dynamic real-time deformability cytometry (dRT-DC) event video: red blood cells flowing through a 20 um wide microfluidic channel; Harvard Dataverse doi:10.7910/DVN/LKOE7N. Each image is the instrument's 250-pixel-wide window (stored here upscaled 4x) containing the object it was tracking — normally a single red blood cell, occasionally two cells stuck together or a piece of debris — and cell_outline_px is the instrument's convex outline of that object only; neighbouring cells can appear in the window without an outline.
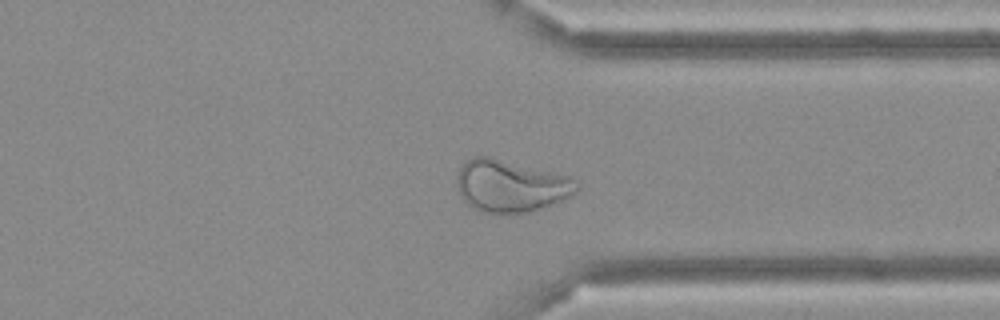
{"species": "Egyptian fruit bat (a non-hibernating species)", "species_latin": "Rousettus aegyptiacus", "temperature_condition": "cold", "stored_images_in_passage": 47, "camera_frame_rate_fps": 3000, "um_per_image_px": 0.085, "frame": {"image": 1, "passage_image": 36, "time_ms": 11.667, "image_size_px": [1000, 320], "cell_outline_px": [[580, 188], [572, 196], [528, 212], [480, 212], [472, 208], [460, 196], [456, 184], [456, 176], [460, 168], [472, 156], [492, 156], [568, 176], [580, 184]], "centroid_in_image_um": [43.39, 15.78], "position_along_channel_um": 368.0, "area_um2": 36.3}}
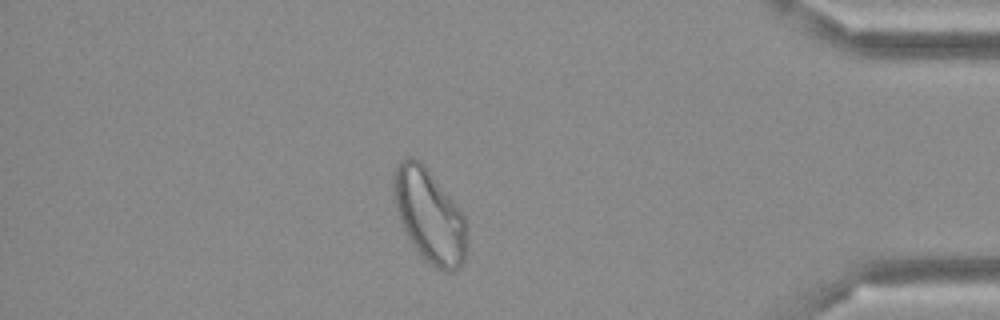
{"frame": {"image": 2, "passage_image": 41, "time_ms": 13.333, "image_size_px": [1000, 320], "cell_outline_px": [[468, 232], [464, 260], [460, 268], [452, 272], [448, 272], [436, 268], [420, 256], [408, 236], [400, 220], [392, 188], [392, 176], [396, 164], [400, 160], [408, 156], [412, 156], [420, 160], [424, 164], [456, 204], [468, 220]], "centroid_in_image_um": [36.52, 18.32], "position_along_channel_um": 398.7, "area_um2": 40.23}}